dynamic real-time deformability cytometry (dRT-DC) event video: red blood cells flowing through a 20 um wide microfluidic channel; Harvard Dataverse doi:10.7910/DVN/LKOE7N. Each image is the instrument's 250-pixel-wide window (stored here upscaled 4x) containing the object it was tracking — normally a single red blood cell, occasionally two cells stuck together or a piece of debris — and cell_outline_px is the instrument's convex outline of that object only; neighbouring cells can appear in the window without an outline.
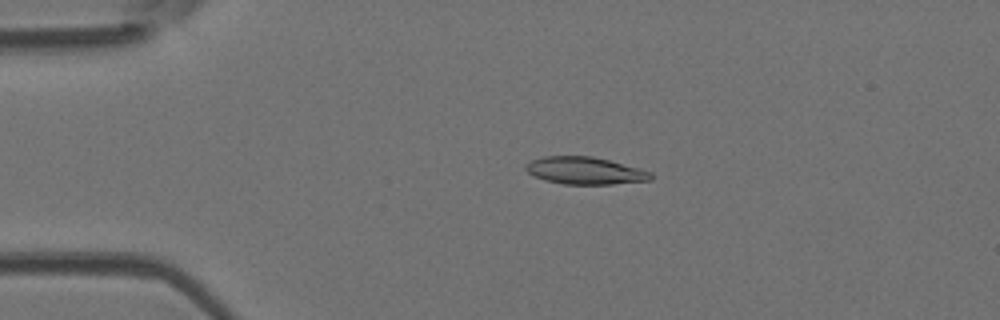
{"species": "Egyptian fruit bat (a non-hibernating species)", "species_latin": "Rousettus aegyptiacus", "temperature_condition": "room temperature", "stored_images_in_passage": 51, "camera_frame_rate_fps": 3000, "um_per_image_px": 0.085, "animal": {"sex": "female"}, "frame": {"image": 1, "passage_image": 10, "time_ms": 3.0, "image_size_px": [1000, 320], "cell_outline_px": [[652, 180], [612, 184], [564, 184], [544, 180], [532, 176], [524, 168], [524, 164], [532, 160], [544, 156], [592, 156], [608, 160], [652, 172]], "centroid_in_image_um": [49.68, 14.51], "position_along_channel_um": 35.3, "area_um2": 19.88}}
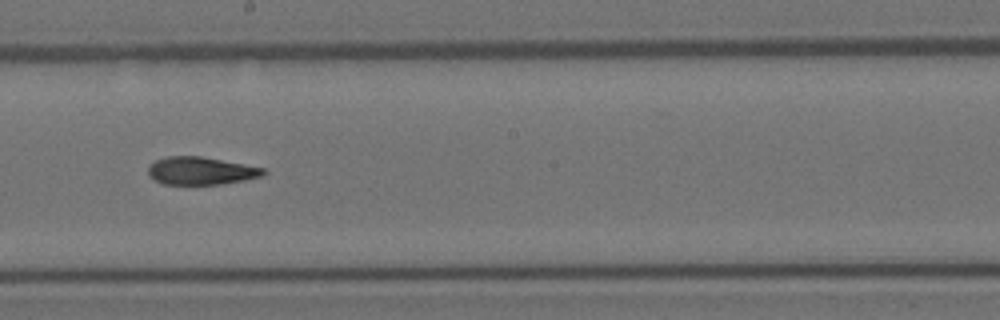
{"frame": {"image": 2, "passage_image": 28, "time_ms": 9.0, "image_size_px": [1000, 320], "cell_outline_px": [[268, 172], [264, 176], [244, 180], [220, 184], [164, 184], [152, 180], [148, 172], [148, 164], [156, 160], [168, 156], [200, 156], [244, 164], [264, 168]], "centroid_in_image_um": [17.07, 14.52], "position_along_channel_um": 231.1, "area_um2": 18.73}}
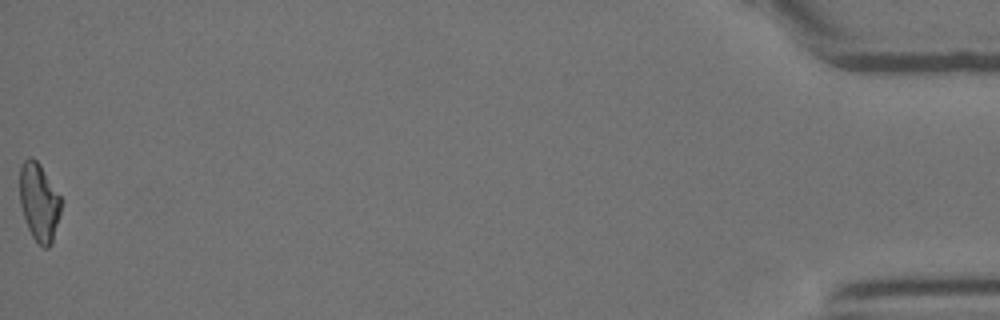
{"frame": {"image": 3, "passage_image": 51, "time_ms": 16.667, "image_size_px": [1000, 320], "cell_outline_px": [[60, 212], [52, 244], [48, 248], [44, 248], [32, 236], [28, 228], [20, 204], [20, 168], [24, 160], [28, 156], [32, 156], [40, 164], [60, 196]], "centroid_in_image_um": [3.31, 17.16], "position_along_channel_um": 431.9, "area_um2": 18.55}, "authors_computed_cell_mechanics": {"area_um2": 19.3052, "velocity_mm_per_s": 3.9105, "shape_relaxation_time_tau1_ms": null, "shape_relaxation_time_tau2_ms": 4.6788, "deformation_change_tau1": null, "deformation_change_tau2": 0.1348}}